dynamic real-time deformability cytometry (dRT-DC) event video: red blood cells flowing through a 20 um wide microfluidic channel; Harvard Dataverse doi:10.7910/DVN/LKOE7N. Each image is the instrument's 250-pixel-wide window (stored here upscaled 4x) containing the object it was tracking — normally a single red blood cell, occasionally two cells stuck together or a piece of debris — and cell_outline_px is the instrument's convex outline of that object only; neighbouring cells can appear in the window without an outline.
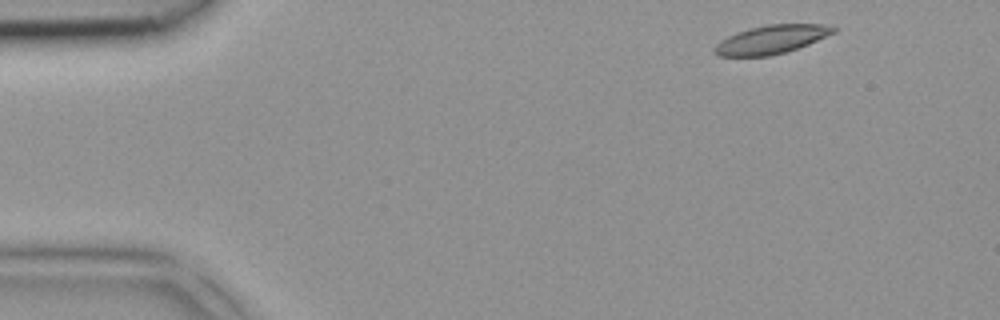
{"species": "common noctule bat (a hibernating species)", "species_latin": "Nyctalus noctula", "temperature_condition": "room temperature", "stored_images_in_passage": 4, "camera_frame_rate_fps": 3000, "um_per_image_px": 0.085, "animal": {"sex": "female", "body_mass_g": 18.4}, "frame": {"image": 1, "passage_image": 1, "time_ms": 0.0, "image_size_px": [1000, 320], "cell_outline_px": [[836, 32], [808, 44], [784, 52], [768, 56], [720, 56], [712, 52], [712, 48], [720, 40], [736, 32], [748, 28], [768, 24], [824, 24], [836, 28]], "centroid_in_image_um": [65.52, 3.35], "position_along_channel_um": 19.5, "area_um2": 19.77}}
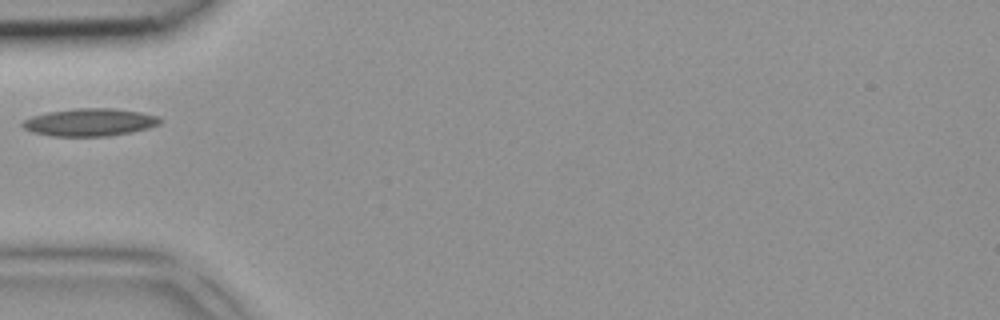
{"frame": {"image": 2, "passage_image": 4, "time_ms": 1.0, "image_size_px": [1000, 320], "cell_outline_px": [[164, 120], [160, 124], [148, 128], [132, 132], [108, 136], [52, 136], [32, 132], [24, 128], [20, 124], [24, 120], [32, 116], [48, 112], [76, 108], [116, 108], [140, 112], [160, 116]], "centroid_in_image_um": [7.67, 10.39], "position_along_channel_um": 77.3, "area_um2": 22.31}}